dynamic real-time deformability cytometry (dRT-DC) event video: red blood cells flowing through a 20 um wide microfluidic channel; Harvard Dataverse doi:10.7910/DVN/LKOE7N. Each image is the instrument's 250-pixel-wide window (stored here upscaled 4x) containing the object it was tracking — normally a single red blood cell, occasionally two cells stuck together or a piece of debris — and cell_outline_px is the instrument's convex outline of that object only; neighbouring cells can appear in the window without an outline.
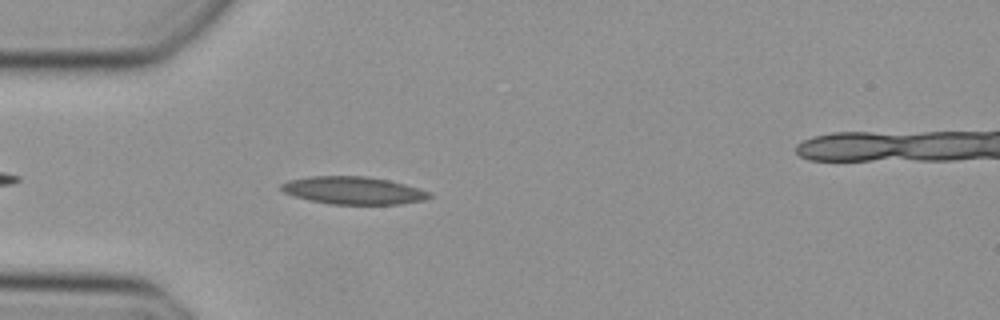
{"species": "Egyptian fruit bat (a non-hibernating species)", "species_latin": "Rousettus aegyptiacus", "temperature_condition": "cold", "stored_images_in_passage": 36, "camera_frame_rate_fps": 3000, "um_per_image_px": 0.085, "animal": {"sex": "female"}, "frame": {"image": 1, "passage_image": 2, "time_ms": 0.333, "image_size_px": [1000, 320], "cell_outline_px": [[432, 196], [424, 200], [400, 204], [332, 204], [312, 200], [296, 196], [284, 192], [280, 188], [280, 184], [288, 180], [308, 176], [364, 176], [388, 180], [404, 184], [428, 192]], "centroid_in_image_um": [30.0, 16.18], "position_along_channel_um": 55.0, "area_um2": 23.52}}
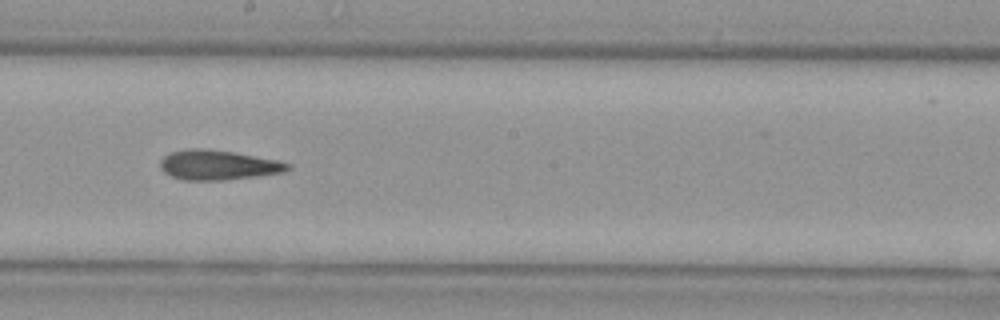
{"frame": {"image": 2, "passage_image": 15, "time_ms": 4.667, "image_size_px": [1000, 320], "cell_outline_px": [[292, 168], [284, 172], [256, 176], [224, 180], [180, 180], [164, 172], [160, 168], [160, 160], [164, 156], [172, 152], [192, 148], [232, 152], [280, 160], [292, 164]], "centroid_in_image_um": [18.57, 14.04], "position_along_channel_um": 229.6, "area_um2": 22.02}}
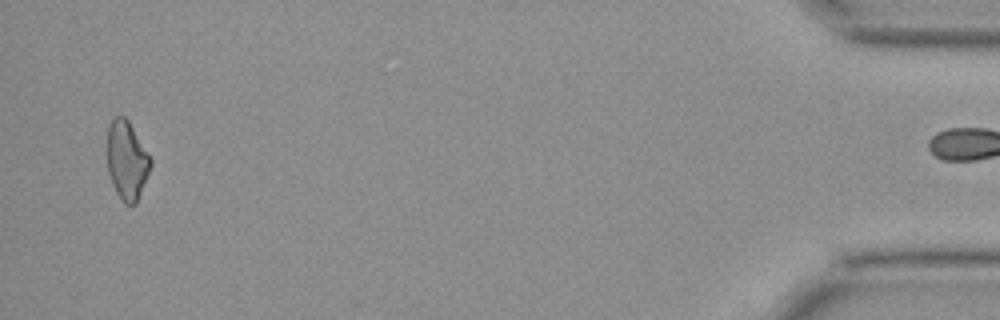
{"frame": {"image": 3, "passage_image": 35, "time_ms": 11.333, "image_size_px": [1000, 320], "cell_outline_px": [[152, 164], [136, 204], [124, 204], [116, 192], [112, 184], [108, 172], [108, 128], [112, 120], [116, 116], [124, 116], [128, 120], [152, 160]], "centroid_in_image_um": [10.78, 13.65], "position_along_channel_um": 424.4, "area_um2": 19.59}}